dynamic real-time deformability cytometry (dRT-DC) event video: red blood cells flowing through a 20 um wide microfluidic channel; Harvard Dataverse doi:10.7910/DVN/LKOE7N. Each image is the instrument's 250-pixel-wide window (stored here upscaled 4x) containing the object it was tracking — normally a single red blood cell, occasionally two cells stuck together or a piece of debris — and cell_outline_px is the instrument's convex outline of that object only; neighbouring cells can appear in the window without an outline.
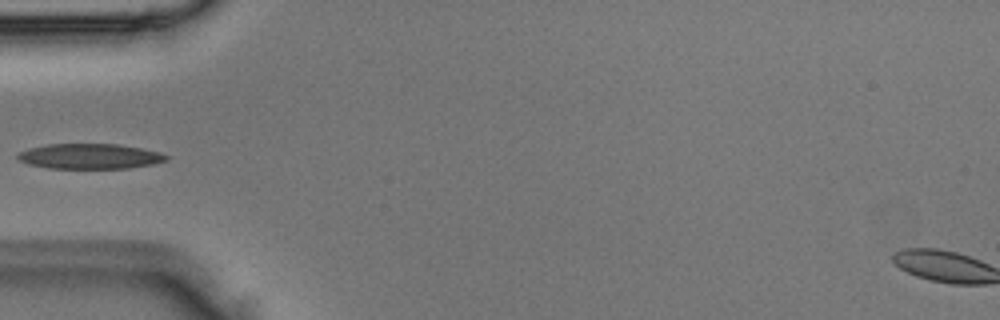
{"species": "Egyptian fruit bat (a non-hibernating species)", "species_latin": "Rousettus aegyptiacus", "temperature_condition": "room temperature", "stored_images_in_passage": 6, "camera_frame_rate_fps": 3000, "um_per_image_px": 0.085, "animal": {"sex": "male"}, "frame": {"image": 1, "passage_image": 5, "time_ms": 1.333, "image_size_px": [1000, 320], "cell_outline_px": [[168, 160], [152, 164], [128, 168], [48, 168], [28, 164], [20, 160], [16, 156], [20, 152], [28, 148], [48, 144], [116, 144], [140, 148], [160, 152], [168, 156]], "centroid_in_image_um": [7.63, 13.28], "position_along_channel_um": 77.4, "area_um2": 21.68}}